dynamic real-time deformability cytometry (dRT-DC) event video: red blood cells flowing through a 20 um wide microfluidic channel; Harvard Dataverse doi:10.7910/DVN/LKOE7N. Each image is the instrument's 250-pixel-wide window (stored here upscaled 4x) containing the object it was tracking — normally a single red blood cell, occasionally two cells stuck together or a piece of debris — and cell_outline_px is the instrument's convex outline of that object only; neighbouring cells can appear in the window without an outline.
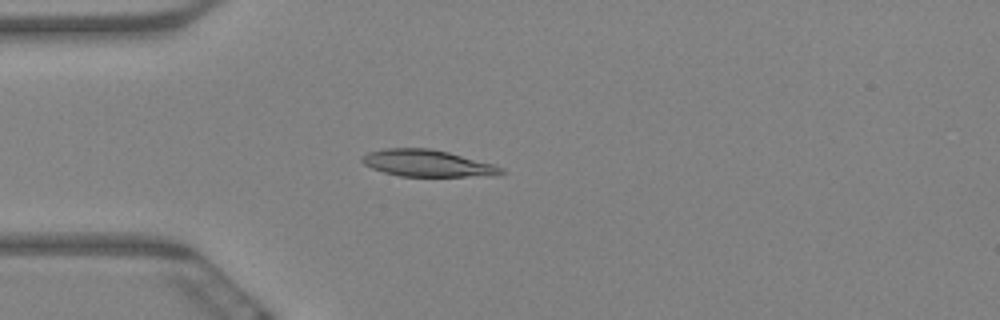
{"species": "Egyptian fruit bat (a non-hibernating species)", "species_latin": "Rousettus aegyptiacus", "temperature_condition": "warm", "stored_images_in_passage": 4, "camera_frame_rate_fps": 3000, "um_per_image_px": 0.085, "animal": {"sex": "female"}, "frame": {"image": 1, "passage_image": 4, "time_ms": 1.0, "image_size_px": [1000, 320], "cell_outline_px": [[504, 172], [500, 176], [400, 176], [384, 172], [372, 168], [364, 164], [360, 160], [368, 152], [384, 148], [432, 148], [448, 152], [492, 164], [504, 168]], "centroid_in_image_um": [36.35, 13.88], "position_along_channel_um": 48.7, "area_um2": 21.68}}